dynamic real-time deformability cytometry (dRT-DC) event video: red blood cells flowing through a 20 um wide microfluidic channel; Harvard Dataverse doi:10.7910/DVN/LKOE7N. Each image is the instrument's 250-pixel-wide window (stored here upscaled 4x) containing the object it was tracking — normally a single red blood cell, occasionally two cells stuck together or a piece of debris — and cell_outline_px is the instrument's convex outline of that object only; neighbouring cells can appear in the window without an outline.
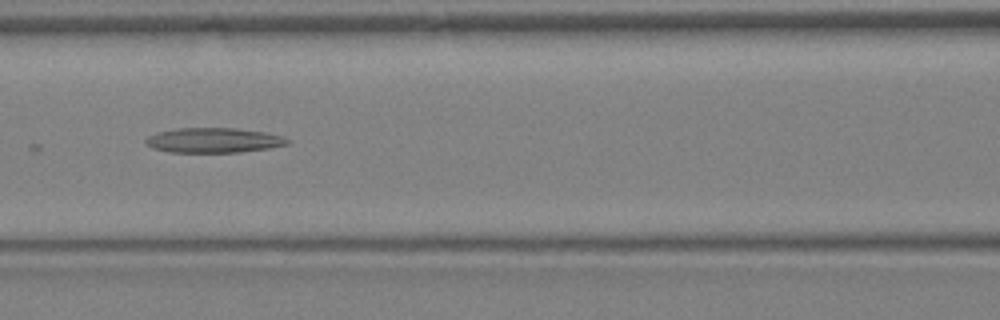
{"species": "Egyptian fruit bat (a non-hibernating species)", "species_latin": "Rousettus aegyptiacus", "temperature_condition": "warm", "stored_images_in_passage": 34, "segment_of_instrument_passage": [1, 2], "camera_frame_rate_fps": 3000, "um_per_image_px": 0.085, "animal": {"sex": "female"}, "frame": {"image": 1, "passage_image": 15, "time_ms": 4.667, "image_size_px": [1000, 320], "cell_outline_px": [[292, 140], [288, 144], [268, 148], [240, 152], [172, 152], [152, 148], [144, 140], [148, 136], [156, 132], [176, 128], [236, 128], [264, 132], [284, 136]], "centroid_in_image_um": [18.18, 11.91], "position_along_channel_um": 148.4, "area_um2": 20.58}}
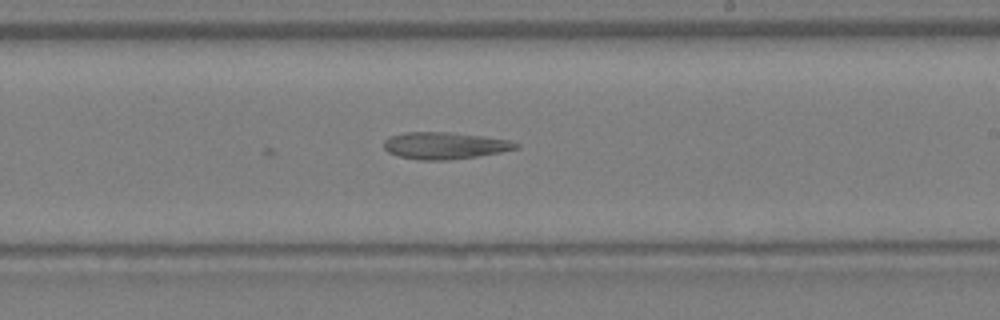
{"frame": {"image": 2, "passage_image": 20, "time_ms": 6.333, "image_size_px": [1000, 320], "cell_outline_px": [[520, 148], [500, 152], [476, 156], [448, 160], [420, 160], [400, 156], [388, 152], [384, 148], [384, 140], [392, 136], [404, 132], [452, 132], [484, 136], [508, 140], [520, 144]], "centroid_in_image_um": [37.82, 12.37], "position_along_channel_um": 251.2, "area_um2": 20.63}}
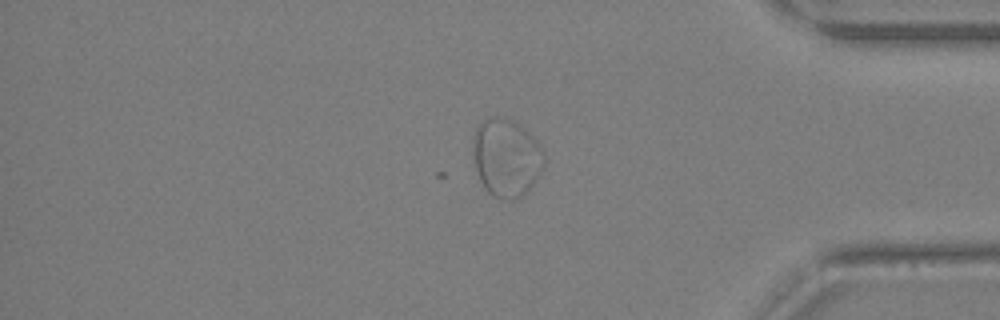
{"frame": {"image": 3, "passage_image": 28, "time_ms": 9.0, "image_size_px": [1000, 320], "cell_outline_px": [[544, 164], [540, 176], [524, 196], [512, 200], [504, 200], [492, 196], [484, 188], [480, 180], [472, 156], [472, 136], [476, 128], [488, 116], [504, 116], [512, 120], [524, 128], [536, 140], [544, 152]], "centroid_in_image_um": [43.03, 13.41], "position_along_channel_um": 392.2, "area_um2": 33.0}}